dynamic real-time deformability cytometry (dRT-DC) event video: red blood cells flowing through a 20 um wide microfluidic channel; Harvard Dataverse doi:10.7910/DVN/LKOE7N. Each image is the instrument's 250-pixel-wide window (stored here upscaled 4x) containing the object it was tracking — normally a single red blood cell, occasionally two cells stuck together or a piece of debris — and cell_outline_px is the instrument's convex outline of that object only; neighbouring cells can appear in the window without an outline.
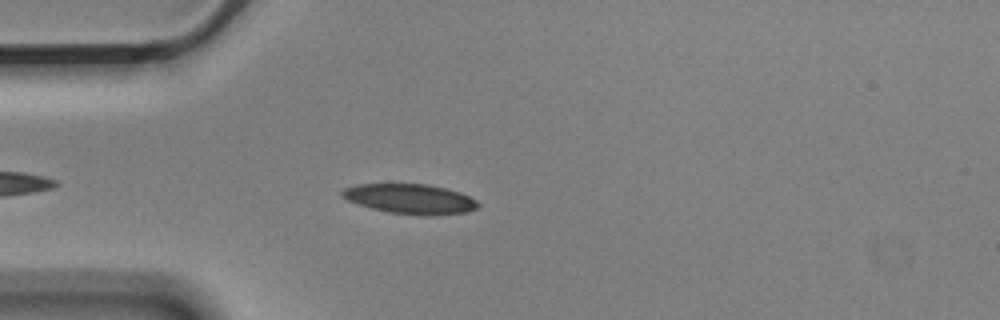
{"species": "Egyptian fruit bat (a non-hibernating species)", "species_latin": "Rousettus aegyptiacus", "temperature_condition": "cold", "stored_images_in_passage": 2, "camera_frame_rate_fps": 3000, "um_per_image_px": 0.085, "animal": {"sex": "male"}, "frame": {"image": 1, "passage_image": 1, "time_ms": 0.0, "image_size_px": [1000, 320], "cell_outline_px": [[480, 204], [476, 208], [468, 212], [388, 212], [372, 208], [348, 200], [340, 196], [340, 192], [344, 188], [356, 184], [428, 184], [460, 192], [476, 200]], "centroid_in_image_um": [34.79, 16.84], "position_along_channel_um": 50.2, "area_um2": 22.43}}